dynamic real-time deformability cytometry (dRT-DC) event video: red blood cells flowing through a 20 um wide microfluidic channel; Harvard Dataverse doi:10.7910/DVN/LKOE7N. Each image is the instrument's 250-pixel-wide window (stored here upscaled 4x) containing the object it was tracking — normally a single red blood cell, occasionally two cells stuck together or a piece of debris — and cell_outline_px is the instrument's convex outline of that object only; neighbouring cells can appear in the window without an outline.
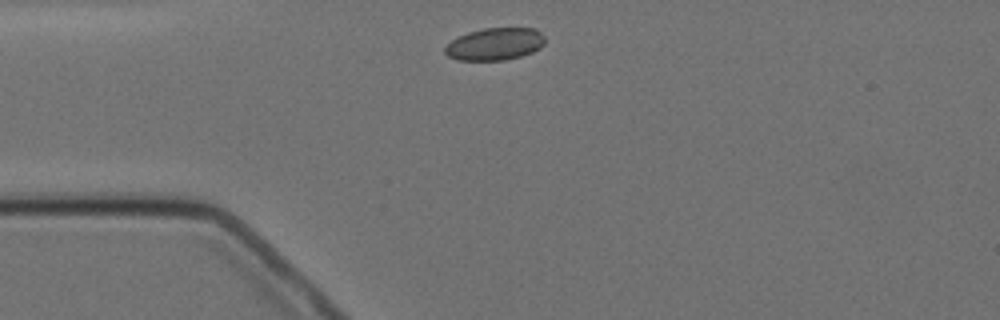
{"species": "Egyptian fruit bat (a non-hibernating species)", "species_latin": "Rousettus aegyptiacus", "temperature_condition": "cold", "stored_images_in_passage": 12, "camera_frame_rate_fps": 3000, "um_per_image_px": 0.085, "animal": {"sex": "female"}, "frame": {"image": 1, "passage_image": 1, "time_ms": 0.0, "image_size_px": [1000, 320], "cell_outline_px": [[544, 44], [540, 48], [532, 52], [520, 56], [504, 60], [456, 60], [448, 56], [444, 52], [444, 48], [452, 40], [468, 32], [484, 28], [536, 28], [544, 36]], "centroid_in_image_um": [42.07, 3.74], "position_along_channel_um": 42.9, "area_um2": 18.79}}
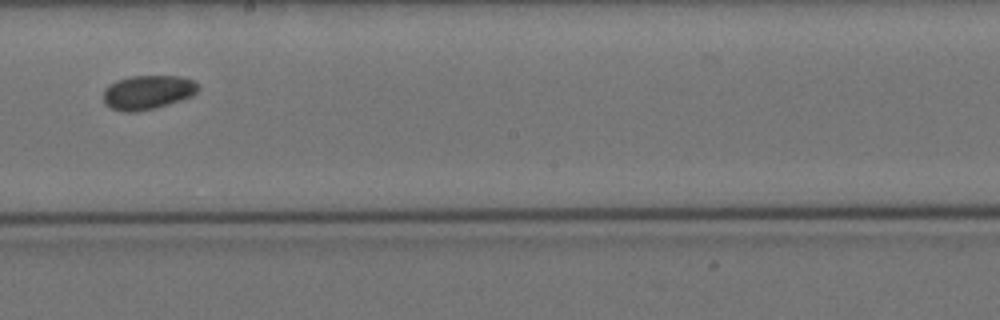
{"frame": {"image": 2, "passage_image": 6, "time_ms": 6.0, "image_size_px": [1000, 320], "cell_outline_px": [[200, 88], [192, 96], [168, 104], [152, 108], [132, 112], [124, 112], [112, 108], [104, 104], [104, 88], [116, 80], [132, 76], [180, 76], [192, 80]], "centroid_in_image_um": [12.53, 7.83], "position_along_channel_um": 235.7, "area_um2": 18.67}}
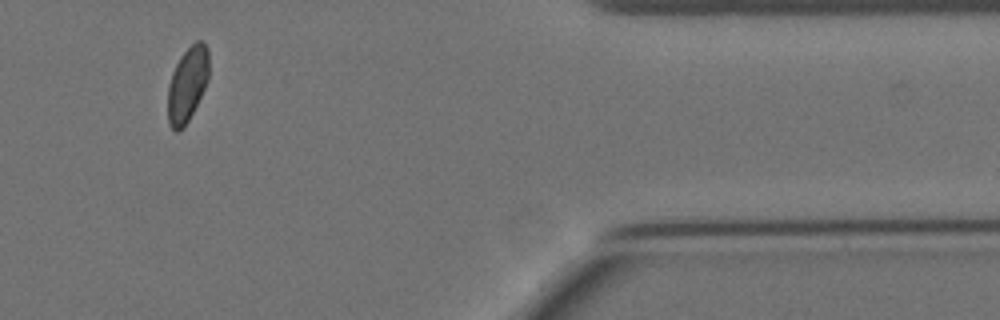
{"frame": {"image": 3, "passage_image": 10, "time_ms": 11.667, "image_size_px": [1000, 320], "cell_outline_px": [[208, 80], [188, 120], [176, 132], [168, 124], [168, 84], [172, 72], [180, 56], [196, 40], [200, 40], [208, 48]], "centroid_in_image_um": [15.91, 7.13], "position_along_channel_um": 395.5, "area_um2": 17.57}, "authors_computed_cell_mechanics": {"area_um2": 18.6116, "velocity_mm_per_s": 3.4741, "shape_relaxation_time_tau1_ms": 6.4426, "shape_relaxation_time_tau2_ms": null, "deformation_change_tau1": 0.0553, "deformation_change_tau2": null}}